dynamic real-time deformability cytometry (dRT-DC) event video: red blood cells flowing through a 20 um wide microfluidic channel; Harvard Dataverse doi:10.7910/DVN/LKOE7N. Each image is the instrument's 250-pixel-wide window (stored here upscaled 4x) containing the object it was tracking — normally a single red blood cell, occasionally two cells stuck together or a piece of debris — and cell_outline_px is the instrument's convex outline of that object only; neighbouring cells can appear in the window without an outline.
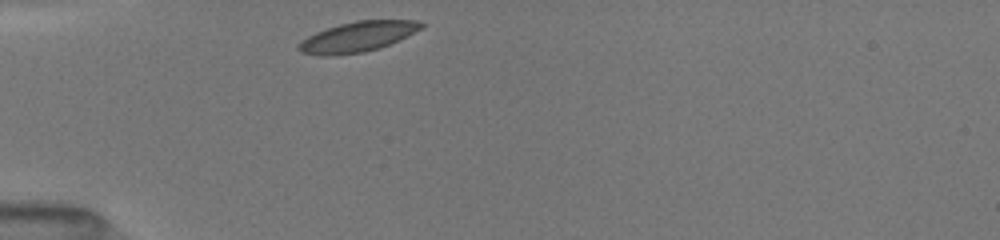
{"species": "common noctule bat (a hibernating species)", "species_latin": "Nyctalus noctula", "temperature_condition": "room temperature", "stored_images_in_passage": 30, "camera_frame_rate_fps": 3000, "um_per_image_px": 0.085, "animal": {"sex": "female", "body_mass_g": 19.5, "forearm_length_mm": 54.1}, "frame": {"image": 1, "passage_image": 1, "time_ms": 0.0, "image_size_px": [1000, 240], "cell_outline_px": [[424, 24], [420, 28], [380, 48], [364, 52], [328, 56], [320, 56], [300, 52], [296, 48], [296, 44], [300, 40], [316, 32], [340, 24], [356, 20], [416, 20]], "centroid_in_image_um": [30.28, 3.14], "position_along_channel_um": 54.7, "area_um2": 21.33}}
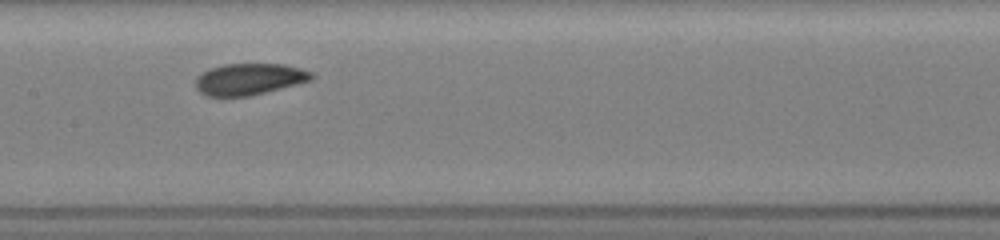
{"frame": {"image": 2, "passage_image": 12, "time_ms": 3.667, "image_size_px": [1000, 240], "cell_outline_px": [[316, 76], [312, 80], [248, 96], [204, 96], [196, 88], [196, 76], [200, 72], [224, 64], [284, 64], [300, 68], [312, 72]], "centroid_in_image_um": [21.17, 6.72], "position_along_channel_um": 186.2, "area_um2": 21.27}}
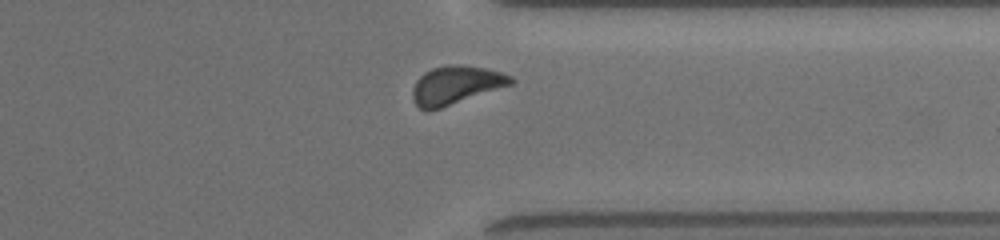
{"frame": {"image": 3, "passage_image": 26, "time_ms": 8.333, "image_size_px": [1000, 240], "cell_outline_px": [[516, 80], [512, 84], [440, 108], [420, 108], [416, 104], [412, 96], [412, 88], [416, 80], [424, 72], [432, 68], [444, 64], [460, 64], [484, 68], [504, 72], [512, 76]], "centroid_in_image_um": [38.77, 7.18], "position_along_channel_um": 372.6, "area_um2": 21.79}, "authors_computed_cell_mechanics": {"area_um2": 21.5016, "velocity_mm_per_s": 4.0031, "shape_relaxation_time_tau1_ms": 2.1156, "shape_relaxation_time_tau2_ms": 9.4807, "deformation_change_tau1": 0.0762, "deformation_change_tau2": 0.1298}}